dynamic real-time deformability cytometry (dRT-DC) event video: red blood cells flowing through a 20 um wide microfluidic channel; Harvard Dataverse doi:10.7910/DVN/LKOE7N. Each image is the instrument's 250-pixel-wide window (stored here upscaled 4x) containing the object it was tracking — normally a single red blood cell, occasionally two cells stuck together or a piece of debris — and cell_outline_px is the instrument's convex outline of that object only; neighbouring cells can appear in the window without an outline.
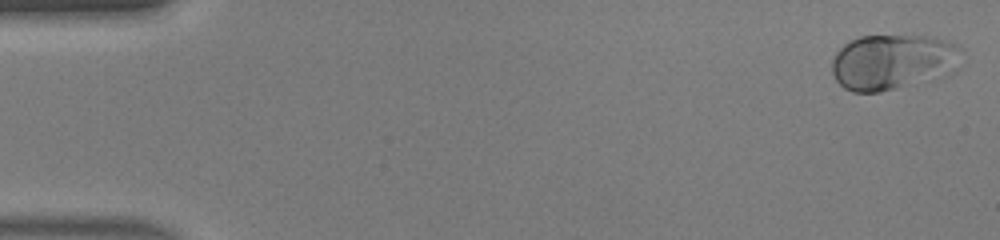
{"species": "human", "species_latin": "Homo sapiens", "temperature_condition": "warm", "stored_images_in_passage": 46, "camera_frame_rate_fps": 3000, "um_per_image_px": 0.085, "donor": {"sex": "male"}, "frame": {"image": 1, "passage_image": 1, "time_ms": 0.0, "image_size_px": [1000, 240], "cell_outline_px": [[956, 72], [932, 80], [880, 92], [852, 92], [844, 88], [836, 80], [832, 72], [832, 60], [836, 52], [848, 40], [860, 36], [928, 36], [944, 40], [956, 44]], "centroid_in_image_um": [75.82, 5.28], "position_along_channel_um": 9.2, "area_um2": 41.73}}
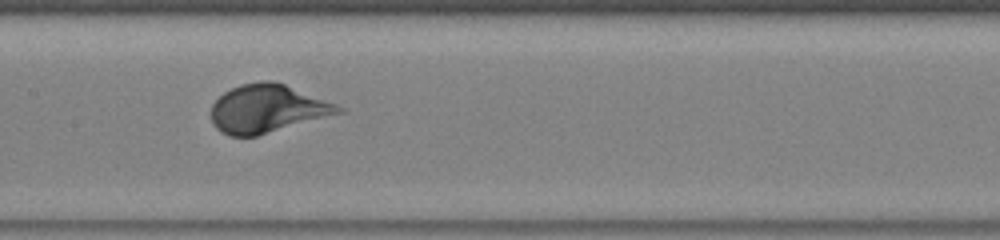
{"frame": {"image": 2, "passage_image": 23, "time_ms": 7.333, "image_size_px": [1000, 240], "cell_outline_px": [[344, 112], [256, 136], [228, 136], [220, 132], [216, 128], [212, 120], [212, 104], [224, 92], [240, 84], [260, 80], [272, 80], [284, 84], [336, 104], [344, 108]], "centroid_in_image_um": [22.7, 9.23], "position_along_channel_um": 184.7, "area_um2": 35.43}}
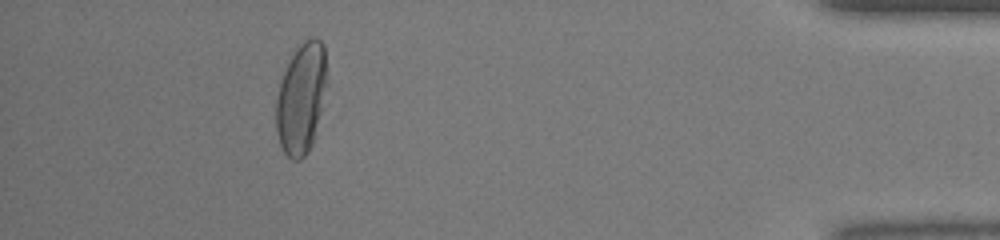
{"frame": {"image": 3, "passage_image": 42, "time_ms": 13.667, "image_size_px": [1000, 240], "cell_outline_px": [[328, 84], [316, 136], [308, 152], [300, 160], [292, 160], [284, 152], [280, 144], [276, 132], [276, 100], [280, 80], [296, 48], [304, 40], [312, 36], [316, 36], [324, 44], [328, 80]], "centroid_in_image_um": [25.64, 8.35], "position_along_channel_um": 409.6, "area_um2": 33.52}, "authors_computed_cell_mechanics": {"area_um2": 35.3158, "velocity_mm_per_s": 4.4274, "shape_relaxation_time_tau1_ms": 2.462, "shape_relaxation_time_tau2_ms": null, "deformation_change_tau1": 0.1781, "deformation_change_tau2": null}}